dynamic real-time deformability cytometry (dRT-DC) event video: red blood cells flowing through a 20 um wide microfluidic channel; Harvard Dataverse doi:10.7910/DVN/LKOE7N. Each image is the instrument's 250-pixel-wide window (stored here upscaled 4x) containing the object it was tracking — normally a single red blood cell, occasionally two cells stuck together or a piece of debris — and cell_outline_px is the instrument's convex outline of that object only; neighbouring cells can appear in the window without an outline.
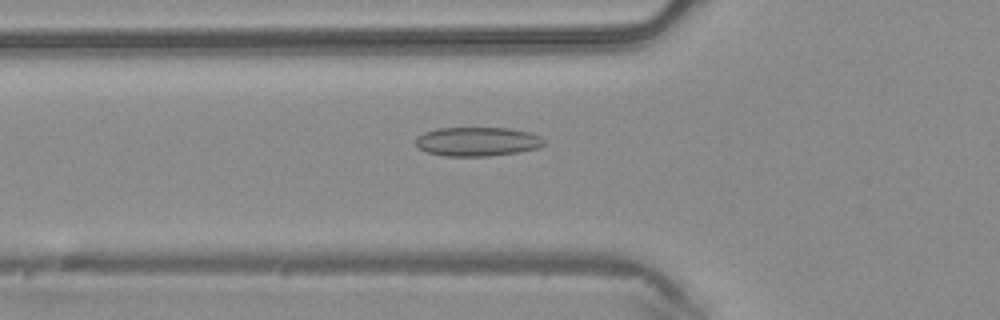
{"species": "common noctule bat (a hibernating species)", "species_latin": "Nyctalus noctula", "temperature_condition": "warm", "stored_images_in_passage": 47, "camera_frame_rate_fps": 3000, "um_per_image_px": 0.085, "animal": {"sex": "male", "body_mass_g": 20.4}, "frame": {"image": 1, "passage_image": 16, "time_ms": 5.0, "image_size_px": [1000, 320], "cell_outline_px": [[544, 144], [536, 148], [516, 152], [488, 156], [444, 156], [428, 152], [420, 148], [416, 144], [416, 140], [424, 132], [436, 128], [508, 128], [528, 132], [540, 136], [544, 140]], "centroid_in_image_um": [40.56, 12.03], "position_along_channel_um": 85.2, "area_um2": 21.44}}
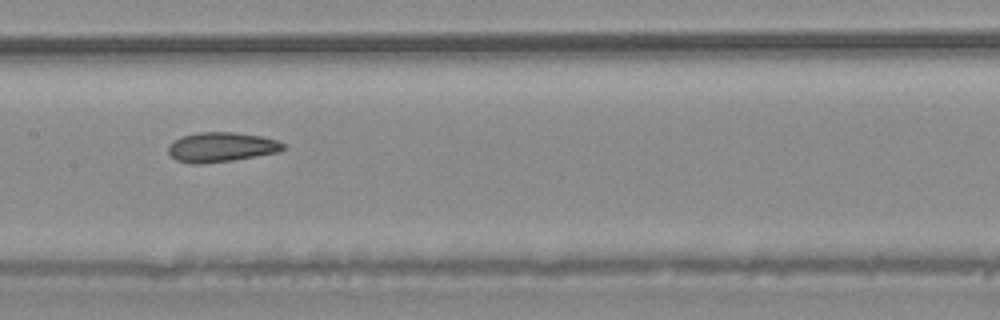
{"frame": {"image": 2, "passage_image": 23, "time_ms": 7.333, "image_size_px": [1000, 320], "cell_outline_px": [[284, 148], [280, 152], [232, 160], [200, 164], [192, 164], [176, 160], [168, 152], [168, 144], [172, 140], [184, 136], [200, 132], [236, 132], [260, 136], [276, 140], [284, 144]], "centroid_in_image_um": [18.78, 12.5], "position_along_channel_um": 188.6, "area_um2": 19.83}}
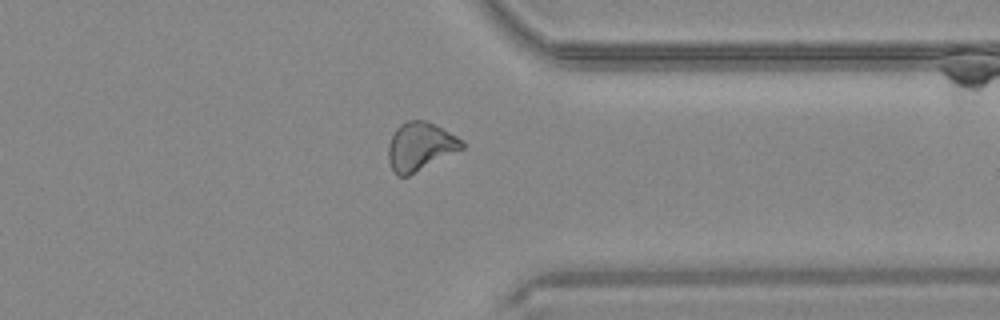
{"frame": {"image": 3, "passage_image": 36, "time_ms": 11.667, "image_size_px": [1000, 320], "cell_outline_px": [[464, 148], [408, 176], [396, 176], [388, 160], [388, 144], [396, 128], [400, 124], [408, 120], [428, 120], [464, 140]], "centroid_in_image_um": [35.72, 12.44], "position_along_channel_um": 375.7, "area_um2": 20.81}}